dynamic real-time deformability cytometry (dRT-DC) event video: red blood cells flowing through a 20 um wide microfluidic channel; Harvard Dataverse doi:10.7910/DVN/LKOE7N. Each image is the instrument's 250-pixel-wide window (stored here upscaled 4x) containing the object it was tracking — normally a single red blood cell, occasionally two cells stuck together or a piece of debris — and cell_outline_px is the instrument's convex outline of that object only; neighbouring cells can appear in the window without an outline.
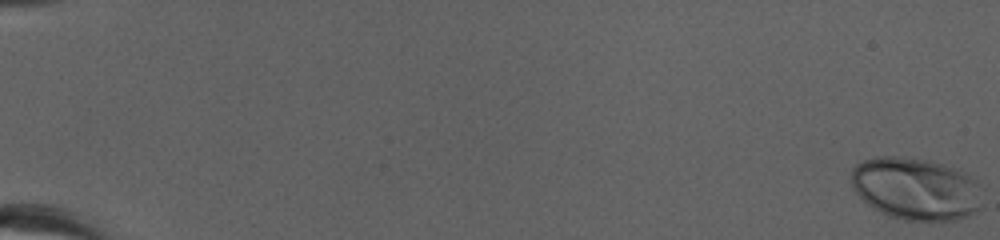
{"species": "human", "species_latin": "Homo sapiens", "temperature_condition": "cold", "stored_images_in_passage": 54, "camera_frame_rate_fps": 3000, "um_per_image_px": 0.085, "donor": {"sex": "female"}, "frame": {"image": 1, "passage_image": 1, "time_ms": 0.0, "image_size_px": [1000, 240], "cell_outline_px": [[980, 208], [968, 216], [956, 220], [904, 220], [892, 216], [868, 204], [852, 188], [852, 168], [856, 164], [864, 160], [876, 156], [912, 156], [932, 160], [960, 168], [976, 180]], "centroid_in_image_um": [77.84, 15.99], "position_along_channel_um": 7.2, "area_um2": 47.74}}
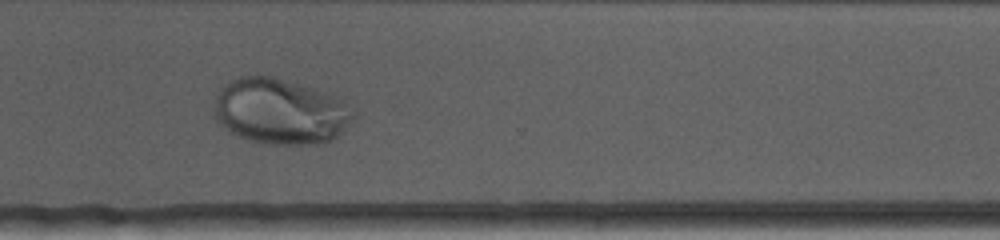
{"frame": {"image": 2, "passage_image": 42, "time_ms": 13.667, "image_size_px": [1000, 240], "cell_outline_px": [[356, 116], [344, 132], [332, 140], [320, 144], [272, 144], [248, 140], [236, 136], [228, 132], [216, 120], [212, 112], [216, 92], [220, 88], [232, 80], [240, 76], [272, 76], [332, 92], [344, 100], [356, 112]], "centroid_in_image_um": [23.85, 9.47], "position_along_channel_um": 346.7, "area_um2": 54.56}}
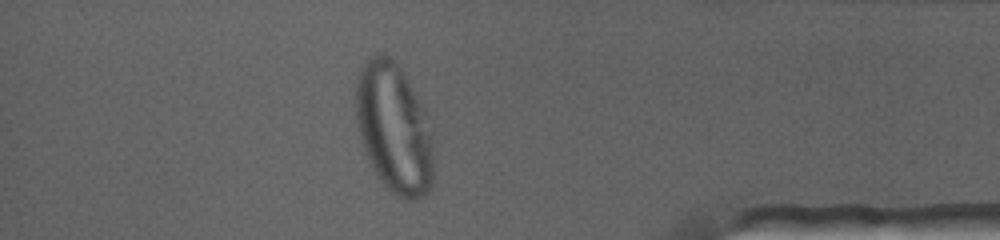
{"frame": {"image": 3, "passage_image": 48, "time_ms": 15.667, "image_size_px": [1000, 240], "cell_outline_px": [[432, 188], [424, 196], [416, 200], [404, 200], [392, 192], [376, 176], [364, 152], [356, 128], [356, 76], [364, 60], [380, 52], [384, 52], [400, 64], [424, 108], [428, 116], [432, 128]], "centroid_in_image_um": [33.48, 10.86], "position_along_channel_um": 401.7, "area_um2": 60.17}, "authors_computed_cell_mechanics": {"area_um2": 42.8587, "velocity_mm_per_s": 3.9871, "shape_relaxation_time_tau1_ms": 4.7676, "shape_relaxation_time_tau2_ms": null, "deformation_change_tau1": 0.2789, "deformation_change_tau2": null}}